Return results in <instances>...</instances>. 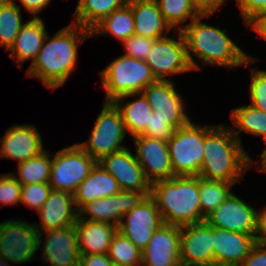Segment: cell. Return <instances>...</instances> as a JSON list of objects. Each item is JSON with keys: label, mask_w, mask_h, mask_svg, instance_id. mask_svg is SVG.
Returning <instances> with one entry per match:
<instances>
[{"label": "cell", "mask_w": 266, "mask_h": 266, "mask_svg": "<svg viewBox=\"0 0 266 266\" xmlns=\"http://www.w3.org/2000/svg\"><path fill=\"white\" fill-rule=\"evenodd\" d=\"M91 37V31L71 23L57 31L53 37L46 35L43 45L27 74L40 80L50 90L63 86L75 70L78 46Z\"/></svg>", "instance_id": "cell-1"}, {"label": "cell", "mask_w": 266, "mask_h": 266, "mask_svg": "<svg viewBox=\"0 0 266 266\" xmlns=\"http://www.w3.org/2000/svg\"><path fill=\"white\" fill-rule=\"evenodd\" d=\"M211 14L213 12H204L182 26L181 31L186 42L187 57L192 70H200L192 54L205 65L234 68L253 63L256 59L242 51L226 34L227 30L201 22V19L208 18Z\"/></svg>", "instance_id": "cell-2"}, {"label": "cell", "mask_w": 266, "mask_h": 266, "mask_svg": "<svg viewBox=\"0 0 266 266\" xmlns=\"http://www.w3.org/2000/svg\"><path fill=\"white\" fill-rule=\"evenodd\" d=\"M204 160L199 177L236 184L253 164L240 142L225 125H204Z\"/></svg>", "instance_id": "cell-3"}, {"label": "cell", "mask_w": 266, "mask_h": 266, "mask_svg": "<svg viewBox=\"0 0 266 266\" xmlns=\"http://www.w3.org/2000/svg\"><path fill=\"white\" fill-rule=\"evenodd\" d=\"M164 224L187 225L201 222L199 176H175L151 184Z\"/></svg>", "instance_id": "cell-4"}, {"label": "cell", "mask_w": 266, "mask_h": 266, "mask_svg": "<svg viewBox=\"0 0 266 266\" xmlns=\"http://www.w3.org/2000/svg\"><path fill=\"white\" fill-rule=\"evenodd\" d=\"M106 92L105 102L127 94H139L156 81L150 67L143 60L122 55L99 72Z\"/></svg>", "instance_id": "cell-5"}, {"label": "cell", "mask_w": 266, "mask_h": 266, "mask_svg": "<svg viewBox=\"0 0 266 266\" xmlns=\"http://www.w3.org/2000/svg\"><path fill=\"white\" fill-rule=\"evenodd\" d=\"M191 122L177 128L167 141L175 176H198L204 160V125Z\"/></svg>", "instance_id": "cell-6"}, {"label": "cell", "mask_w": 266, "mask_h": 266, "mask_svg": "<svg viewBox=\"0 0 266 266\" xmlns=\"http://www.w3.org/2000/svg\"><path fill=\"white\" fill-rule=\"evenodd\" d=\"M126 133L119 109L113 102H105L87 142L78 144L98 162L104 156L126 148L121 144Z\"/></svg>", "instance_id": "cell-7"}, {"label": "cell", "mask_w": 266, "mask_h": 266, "mask_svg": "<svg viewBox=\"0 0 266 266\" xmlns=\"http://www.w3.org/2000/svg\"><path fill=\"white\" fill-rule=\"evenodd\" d=\"M96 163L78 143L67 146L53 155L49 185L73 195Z\"/></svg>", "instance_id": "cell-8"}, {"label": "cell", "mask_w": 266, "mask_h": 266, "mask_svg": "<svg viewBox=\"0 0 266 266\" xmlns=\"http://www.w3.org/2000/svg\"><path fill=\"white\" fill-rule=\"evenodd\" d=\"M39 250V230L34 224L13 219L0 223V257L13 264L32 260Z\"/></svg>", "instance_id": "cell-9"}, {"label": "cell", "mask_w": 266, "mask_h": 266, "mask_svg": "<svg viewBox=\"0 0 266 266\" xmlns=\"http://www.w3.org/2000/svg\"><path fill=\"white\" fill-rule=\"evenodd\" d=\"M178 40L171 37L156 39L145 62L156 80H168V75L192 71L187 57L182 31H176Z\"/></svg>", "instance_id": "cell-10"}, {"label": "cell", "mask_w": 266, "mask_h": 266, "mask_svg": "<svg viewBox=\"0 0 266 266\" xmlns=\"http://www.w3.org/2000/svg\"><path fill=\"white\" fill-rule=\"evenodd\" d=\"M259 212L231 193L227 199L205 221L210 226L237 233L258 234Z\"/></svg>", "instance_id": "cell-11"}, {"label": "cell", "mask_w": 266, "mask_h": 266, "mask_svg": "<svg viewBox=\"0 0 266 266\" xmlns=\"http://www.w3.org/2000/svg\"><path fill=\"white\" fill-rule=\"evenodd\" d=\"M141 93L153 109V114L168 120V124L174 130L190 121L185 113L184 100L175 90V83L171 79L156 80Z\"/></svg>", "instance_id": "cell-12"}, {"label": "cell", "mask_w": 266, "mask_h": 266, "mask_svg": "<svg viewBox=\"0 0 266 266\" xmlns=\"http://www.w3.org/2000/svg\"><path fill=\"white\" fill-rule=\"evenodd\" d=\"M162 224L159 209L154 199L148 195L138 206L122 217L118 231L142 251L148 245L153 233Z\"/></svg>", "instance_id": "cell-13"}, {"label": "cell", "mask_w": 266, "mask_h": 266, "mask_svg": "<svg viewBox=\"0 0 266 266\" xmlns=\"http://www.w3.org/2000/svg\"><path fill=\"white\" fill-rule=\"evenodd\" d=\"M148 195L150 192L120 191L114 196L98 198L78 210V219L112 223L118 227L122 217ZM88 214L89 219L86 217Z\"/></svg>", "instance_id": "cell-14"}, {"label": "cell", "mask_w": 266, "mask_h": 266, "mask_svg": "<svg viewBox=\"0 0 266 266\" xmlns=\"http://www.w3.org/2000/svg\"><path fill=\"white\" fill-rule=\"evenodd\" d=\"M180 258L185 266L213 265V226L206 221L181 226Z\"/></svg>", "instance_id": "cell-15"}, {"label": "cell", "mask_w": 266, "mask_h": 266, "mask_svg": "<svg viewBox=\"0 0 266 266\" xmlns=\"http://www.w3.org/2000/svg\"><path fill=\"white\" fill-rule=\"evenodd\" d=\"M135 157L150 184L175 177L170 161L167 141L145 135L133 137Z\"/></svg>", "instance_id": "cell-16"}, {"label": "cell", "mask_w": 266, "mask_h": 266, "mask_svg": "<svg viewBox=\"0 0 266 266\" xmlns=\"http://www.w3.org/2000/svg\"><path fill=\"white\" fill-rule=\"evenodd\" d=\"M98 162L117 180L121 191L150 192L151 184L131 149L126 147L104 156Z\"/></svg>", "instance_id": "cell-17"}, {"label": "cell", "mask_w": 266, "mask_h": 266, "mask_svg": "<svg viewBox=\"0 0 266 266\" xmlns=\"http://www.w3.org/2000/svg\"><path fill=\"white\" fill-rule=\"evenodd\" d=\"M181 226L162 224L142 250L141 266H178Z\"/></svg>", "instance_id": "cell-18"}, {"label": "cell", "mask_w": 266, "mask_h": 266, "mask_svg": "<svg viewBox=\"0 0 266 266\" xmlns=\"http://www.w3.org/2000/svg\"><path fill=\"white\" fill-rule=\"evenodd\" d=\"M45 238L39 232V248L43 239L42 258L49 266H79L80 251L78 245L77 229L70 225L61 229L48 230Z\"/></svg>", "instance_id": "cell-19"}, {"label": "cell", "mask_w": 266, "mask_h": 266, "mask_svg": "<svg viewBox=\"0 0 266 266\" xmlns=\"http://www.w3.org/2000/svg\"><path fill=\"white\" fill-rule=\"evenodd\" d=\"M41 137L34 125H12L0 138V158H10L19 164L40 155L44 152Z\"/></svg>", "instance_id": "cell-20"}, {"label": "cell", "mask_w": 266, "mask_h": 266, "mask_svg": "<svg viewBox=\"0 0 266 266\" xmlns=\"http://www.w3.org/2000/svg\"><path fill=\"white\" fill-rule=\"evenodd\" d=\"M258 234H244L213 226L214 264L240 266L257 243Z\"/></svg>", "instance_id": "cell-21"}, {"label": "cell", "mask_w": 266, "mask_h": 266, "mask_svg": "<svg viewBox=\"0 0 266 266\" xmlns=\"http://www.w3.org/2000/svg\"><path fill=\"white\" fill-rule=\"evenodd\" d=\"M74 205L75 201L71 193L52 189L48 199L37 212L42 224H35L39 232L75 225L78 220V209Z\"/></svg>", "instance_id": "cell-22"}, {"label": "cell", "mask_w": 266, "mask_h": 266, "mask_svg": "<svg viewBox=\"0 0 266 266\" xmlns=\"http://www.w3.org/2000/svg\"><path fill=\"white\" fill-rule=\"evenodd\" d=\"M134 15V34L160 39L172 29L166 22L155 0H129Z\"/></svg>", "instance_id": "cell-23"}, {"label": "cell", "mask_w": 266, "mask_h": 266, "mask_svg": "<svg viewBox=\"0 0 266 266\" xmlns=\"http://www.w3.org/2000/svg\"><path fill=\"white\" fill-rule=\"evenodd\" d=\"M46 35L47 31L43 19L32 17L21 27L14 43L6 52L10 53L9 55L13 58V61L17 60L20 68L27 59H32L31 64H33Z\"/></svg>", "instance_id": "cell-24"}, {"label": "cell", "mask_w": 266, "mask_h": 266, "mask_svg": "<svg viewBox=\"0 0 266 266\" xmlns=\"http://www.w3.org/2000/svg\"><path fill=\"white\" fill-rule=\"evenodd\" d=\"M80 254L107 253L118 227L112 223L78 219L76 221Z\"/></svg>", "instance_id": "cell-25"}, {"label": "cell", "mask_w": 266, "mask_h": 266, "mask_svg": "<svg viewBox=\"0 0 266 266\" xmlns=\"http://www.w3.org/2000/svg\"><path fill=\"white\" fill-rule=\"evenodd\" d=\"M120 191L117 180L97 162L89 176L77 187L73 198L79 210L86 203L117 195Z\"/></svg>", "instance_id": "cell-26"}, {"label": "cell", "mask_w": 266, "mask_h": 266, "mask_svg": "<svg viewBox=\"0 0 266 266\" xmlns=\"http://www.w3.org/2000/svg\"><path fill=\"white\" fill-rule=\"evenodd\" d=\"M137 95L139 97L136 100L126 102V98L128 99ZM113 103L119 109L127 133H129L132 138L141 135L146 130L147 125H150L153 109L142 93L123 95L116 98Z\"/></svg>", "instance_id": "cell-27"}, {"label": "cell", "mask_w": 266, "mask_h": 266, "mask_svg": "<svg viewBox=\"0 0 266 266\" xmlns=\"http://www.w3.org/2000/svg\"><path fill=\"white\" fill-rule=\"evenodd\" d=\"M128 3L129 0H78L73 23L91 31L114 10Z\"/></svg>", "instance_id": "cell-28"}, {"label": "cell", "mask_w": 266, "mask_h": 266, "mask_svg": "<svg viewBox=\"0 0 266 266\" xmlns=\"http://www.w3.org/2000/svg\"><path fill=\"white\" fill-rule=\"evenodd\" d=\"M134 15L132 7L127 4L114 10L110 15L99 22L92 30L91 36L109 34L122 43L134 35Z\"/></svg>", "instance_id": "cell-29"}, {"label": "cell", "mask_w": 266, "mask_h": 266, "mask_svg": "<svg viewBox=\"0 0 266 266\" xmlns=\"http://www.w3.org/2000/svg\"><path fill=\"white\" fill-rule=\"evenodd\" d=\"M231 120L234 127L239 128L237 131L231 128V131L240 142L239 134L246 131L254 136L263 137L266 143V111L250 104L239 106L231 111Z\"/></svg>", "instance_id": "cell-30"}, {"label": "cell", "mask_w": 266, "mask_h": 266, "mask_svg": "<svg viewBox=\"0 0 266 266\" xmlns=\"http://www.w3.org/2000/svg\"><path fill=\"white\" fill-rule=\"evenodd\" d=\"M234 184L225 181L209 180L199 177V195L201 206V222L218 208L232 193Z\"/></svg>", "instance_id": "cell-31"}, {"label": "cell", "mask_w": 266, "mask_h": 266, "mask_svg": "<svg viewBox=\"0 0 266 266\" xmlns=\"http://www.w3.org/2000/svg\"><path fill=\"white\" fill-rule=\"evenodd\" d=\"M155 1L166 22L171 28L175 27L174 32L182 30V25H180V23L186 22L188 18H191L192 21L204 13L193 0Z\"/></svg>", "instance_id": "cell-32"}, {"label": "cell", "mask_w": 266, "mask_h": 266, "mask_svg": "<svg viewBox=\"0 0 266 266\" xmlns=\"http://www.w3.org/2000/svg\"><path fill=\"white\" fill-rule=\"evenodd\" d=\"M52 156L45 150L40 155L26 160L25 162L17 164L18 176L15 178L22 184L27 185L31 183H49Z\"/></svg>", "instance_id": "cell-33"}, {"label": "cell", "mask_w": 266, "mask_h": 266, "mask_svg": "<svg viewBox=\"0 0 266 266\" xmlns=\"http://www.w3.org/2000/svg\"><path fill=\"white\" fill-rule=\"evenodd\" d=\"M21 7L14 0L0 6V47L7 51L14 43L22 22Z\"/></svg>", "instance_id": "cell-34"}, {"label": "cell", "mask_w": 266, "mask_h": 266, "mask_svg": "<svg viewBox=\"0 0 266 266\" xmlns=\"http://www.w3.org/2000/svg\"><path fill=\"white\" fill-rule=\"evenodd\" d=\"M142 251L120 231L114 234L107 255L113 264L121 266H141Z\"/></svg>", "instance_id": "cell-35"}, {"label": "cell", "mask_w": 266, "mask_h": 266, "mask_svg": "<svg viewBox=\"0 0 266 266\" xmlns=\"http://www.w3.org/2000/svg\"><path fill=\"white\" fill-rule=\"evenodd\" d=\"M51 190L52 188L49 183H31L22 185L21 203L38 212L48 199Z\"/></svg>", "instance_id": "cell-36"}, {"label": "cell", "mask_w": 266, "mask_h": 266, "mask_svg": "<svg viewBox=\"0 0 266 266\" xmlns=\"http://www.w3.org/2000/svg\"><path fill=\"white\" fill-rule=\"evenodd\" d=\"M22 184L12 173L0 175V204L14 205L21 203Z\"/></svg>", "instance_id": "cell-37"}, {"label": "cell", "mask_w": 266, "mask_h": 266, "mask_svg": "<svg viewBox=\"0 0 266 266\" xmlns=\"http://www.w3.org/2000/svg\"><path fill=\"white\" fill-rule=\"evenodd\" d=\"M249 95L252 106L266 111V71L251 70V84L249 87Z\"/></svg>", "instance_id": "cell-38"}, {"label": "cell", "mask_w": 266, "mask_h": 266, "mask_svg": "<svg viewBox=\"0 0 266 266\" xmlns=\"http://www.w3.org/2000/svg\"><path fill=\"white\" fill-rule=\"evenodd\" d=\"M155 40L134 34L123 42V47L126 50L123 55L145 61Z\"/></svg>", "instance_id": "cell-39"}, {"label": "cell", "mask_w": 266, "mask_h": 266, "mask_svg": "<svg viewBox=\"0 0 266 266\" xmlns=\"http://www.w3.org/2000/svg\"><path fill=\"white\" fill-rule=\"evenodd\" d=\"M243 21L248 27L255 20L266 16V0H236Z\"/></svg>", "instance_id": "cell-40"}, {"label": "cell", "mask_w": 266, "mask_h": 266, "mask_svg": "<svg viewBox=\"0 0 266 266\" xmlns=\"http://www.w3.org/2000/svg\"><path fill=\"white\" fill-rule=\"evenodd\" d=\"M174 131L168 124V120L161 119L152 113L150 125H147L146 130L141 135L168 141L173 136Z\"/></svg>", "instance_id": "cell-41"}, {"label": "cell", "mask_w": 266, "mask_h": 266, "mask_svg": "<svg viewBox=\"0 0 266 266\" xmlns=\"http://www.w3.org/2000/svg\"><path fill=\"white\" fill-rule=\"evenodd\" d=\"M240 266H266V245L257 242Z\"/></svg>", "instance_id": "cell-42"}, {"label": "cell", "mask_w": 266, "mask_h": 266, "mask_svg": "<svg viewBox=\"0 0 266 266\" xmlns=\"http://www.w3.org/2000/svg\"><path fill=\"white\" fill-rule=\"evenodd\" d=\"M113 263L107 253L81 254L79 266H112Z\"/></svg>", "instance_id": "cell-43"}, {"label": "cell", "mask_w": 266, "mask_h": 266, "mask_svg": "<svg viewBox=\"0 0 266 266\" xmlns=\"http://www.w3.org/2000/svg\"><path fill=\"white\" fill-rule=\"evenodd\" d=\"M24 9L33 15V18H38V13L48 6L51 0H20Z\"/></svg>", "instance_id": "cell-44"}, {"label": "cell", "mask_w": 266, "mask_h": 266, "mask_svg": "<svg viewBox=\"0 0 266 266\" xmlns=\"http://www.w3.org/2000/svg\"><path fill=\"white\" fill-rule=\"evenodd\" d=\"M203 12H216L226 0H193Z\"/></svg>", "instance_id": "cell-45"}, {"label": "cell", "mask_w": 266, "mask_h": 266, "mask_svg": "<svg viewBox=\"0 0 266 266\" xmlns=\"http://www.w3.org/2000/svg\"><path fill=\"white\" fill-rule=\"evenodd\" d=\"M257 242L266 245V207L259 212Z\"/></svg>", "instance_id": "cell-46"}, {"label": "cell", "mask_w": 266, "mask_h": 266, "mask_svg": "<svg viewBox=\"0 0 266 266\" xmlns=\"http://www.w3.org/2000/svg\"><path fill=\"white\" fill-rule=\"evenodd\" d=\"M252 28L266 40V16L255 20L252 24Z\"/></svg>", "instance_id": "cell-47"}, {"label": "cell", "mask_w": 266, "mask_h": 266, "mask_svg": "<svg viewBox=\"0 0 266 266\" xmlns=\"http://www.w3.org/2000/svg\"><path fill=\"white\" fill-rule=\"evenodd\" d=\"M259 171L266 173V148L261 153Z\"/></svg>", "instance_id": "cell-48"}, {"label": "cell", "mask_w": 266, "mask_h": 266, "mask_svg": "<svg viewBox=\"0 0 266 266\" xmlns=\"http://www.w3.org/2000/svg\"><path fill=\"white\" fill-rule=\"evenodd\" d=\"M10 265H11L10 263H8L6 260L0 257V266H10Z\"/></svg>", "instance_id": "cell-49"}, {"label": "cell", "mask_w": 266, "mask_h": 266, "mask_svg": "<svg viewBox=\"0 0 266 266\" xmlns=\"http://www.w3.org/2000/svg\"><path fill=\"white\" fill-rule=\"evenodd\" d=\"M12 0H0V6L9 3Z\"/></svg>", "instance_id": "cell-50"}, {"label": "cell", "mask_w": 266, "mask_h": 266, "mask_svg": "<svg viewBox=\"0 0 266 266\" xmlns=\"http://www.w3.org/2000/svg\"><path fill=\"white\" fill-rule=\"evenodd\" d=\"M210 266H227V265H216V264H213V265H210Z\"/></svg>", "instance_id": "cell-51"}]
</instances>
